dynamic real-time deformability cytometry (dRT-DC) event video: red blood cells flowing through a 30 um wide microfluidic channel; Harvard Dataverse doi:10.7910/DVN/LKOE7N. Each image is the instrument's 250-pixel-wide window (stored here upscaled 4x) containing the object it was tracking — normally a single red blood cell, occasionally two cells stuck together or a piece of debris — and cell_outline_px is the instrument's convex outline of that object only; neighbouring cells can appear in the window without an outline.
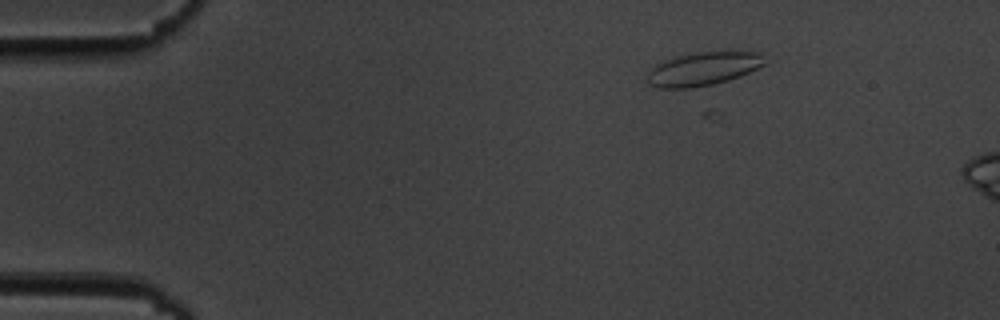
{"species": "common noctule bat (a hibernating species)", "species_latin": "Nyctalus noctula", "temperature_condition": "cold", "stored_images_in_passage": 7, "camera_frame_rate_fps": 3000, "um_per_image_px": 0.085, "animal": {"sex": "male", "body_mass_g": 19.5, "forearm_length_mm": 54.6}, "frame": {"image": 1, "passage_image": 1, "time_ms": 0.0, "image_size_px": [1000, 320], "cell_outline_px": [[768, 64], [740, 76], [728, 80], [712, 84], [688, 88], [656, 88], [648, 84], [648, 72], [656, 64], [664, 60], [676, 56], [696, 52], [760, 52]], "centroid_in_image_um": [59.77, 5.85], "position_along_channel_um": 25.2, "area_um2": 22.89}}